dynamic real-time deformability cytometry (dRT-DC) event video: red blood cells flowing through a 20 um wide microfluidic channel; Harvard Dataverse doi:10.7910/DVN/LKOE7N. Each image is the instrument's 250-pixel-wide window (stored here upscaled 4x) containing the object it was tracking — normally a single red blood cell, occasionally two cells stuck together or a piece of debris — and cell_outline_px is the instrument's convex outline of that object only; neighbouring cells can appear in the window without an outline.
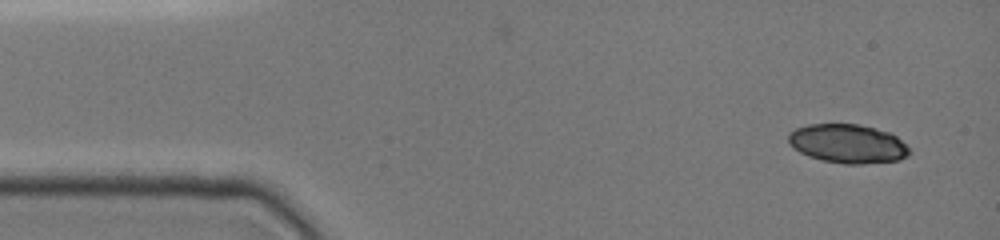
{"species": "common noctule bat (a hibernating species)", "species_latin": "Nyctalus noctula", "temperature_condition": "cold", "stored_images_in_passage": 9, "camera_frame_rate_fps": 3000, "um_per_image_px": 0.085, "animal": {"sex": "female", "body_mass_g": 19.0, "forearm_length_mm": 51.5}, "frame": {"image": 1, "passage_image": 1, "time_ms": 0.0, "image_size_px": [1000, 240], "cell_outline_px": [[912, 152], [908, 156], [900, 160], [860, 164], [844, 164], [824, 160], [808, 156], [792, 148], [788, 140], [788, 132], [796, 128], [808, 124], [856, 124], [892, 132]], "centroid_in_image_um": [72.05, 12.21], "position_along_channel_um": 12.9, "area_um2": 27.51}}